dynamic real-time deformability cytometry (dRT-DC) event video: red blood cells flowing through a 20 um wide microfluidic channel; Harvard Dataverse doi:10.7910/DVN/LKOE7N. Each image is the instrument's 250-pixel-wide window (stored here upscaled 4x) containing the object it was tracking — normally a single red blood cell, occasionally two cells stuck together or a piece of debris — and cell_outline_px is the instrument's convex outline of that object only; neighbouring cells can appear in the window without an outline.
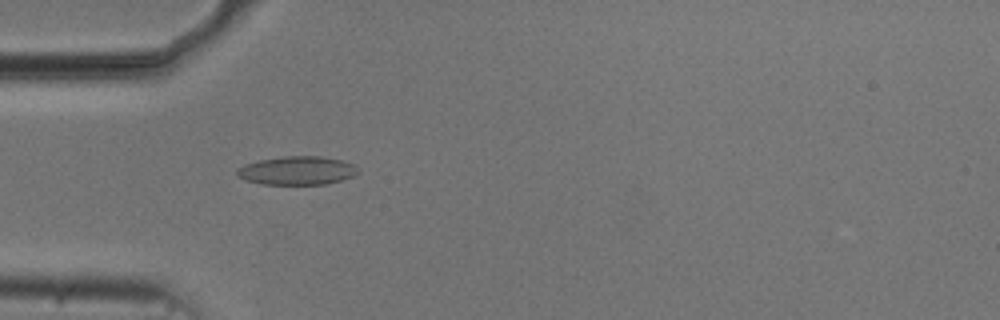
{"species": "common noctule bat (a hibernating species)", "species_latin": "Nyctalus noctula", "temperature_condition": "cold", "stored_images_in_passage": 45, "camera_frame_rate_fps": 3000, "um_per_image_px": 0.085, "animal": {"sex": "male", "body_mass_g": 20.5, "forearm_length_mm": 52.5}, "frame": {"image": 1, "passage_image": 7, "time_ms": 2.0, "image_size_px": [1000, 320], "cell_outline_px": [[360, 172], [344, 180], [324, 184], [264, 184], [248, 180], [236, 176], [236, 168], [244, 164], [260, 160], [284, 156], [320, 156], [340, 160], [352, 164], [360, 168]], "centroid_in_image_um": [25.27, 14.49], "position_along_channel_um": 59.7, "area_um2": 20.11}}
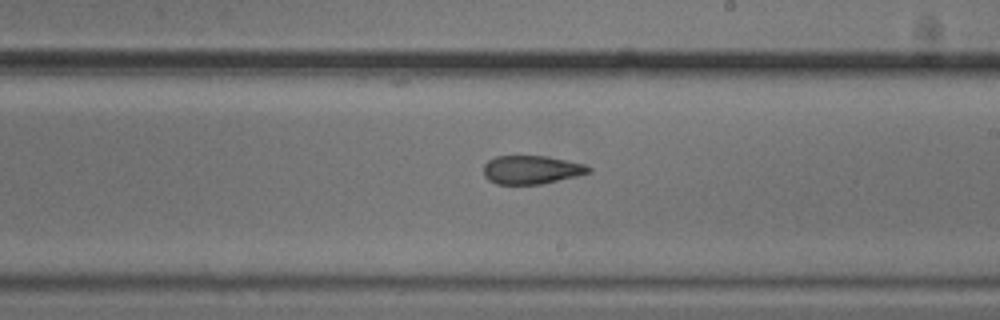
{"frame": {"image": 2, "passage_image": 22, "time_ms": 7.0, "image_size_px": [1000, 320], "cell_outline_px": [[592, 172], [576, 176], [540, 184], [496, 184], [488, 180], [484, 176], [484, 164], [488, 160], [496, 156], [548, 156], [584, 164], [592, 168]], "centroid_in_image_um": [45.16, 14.42], "position_along_channel_um": 243.8, "area_um2": 17.46}}
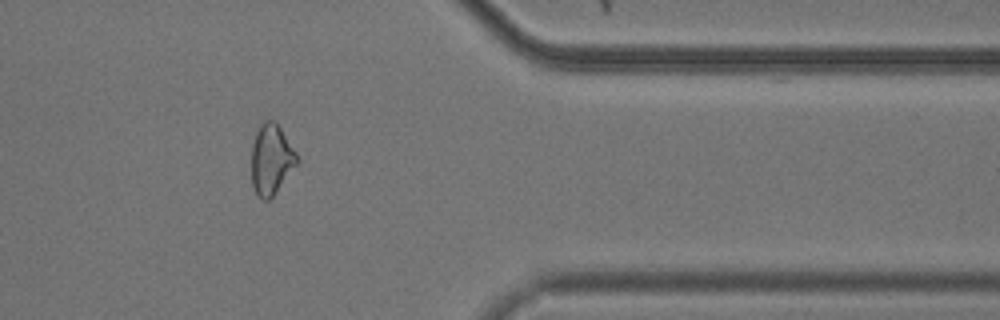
{"frame": {"image": 3, "passage_image": 35, "time_ms": 11.333, "image_size_px": [1000, 320], "cell_outline_px": [[300, 160], [272, 196], [268, 200], [264, 200], [256, 196], [252, 184], [252, 144], [256, 132], [260, 124], [264, 120], [276, 120], [296, 152]], "centroid_in_image_um": [23.05, 13.52], "position_along_channel_um": 388.3, "area_um2": 18.67}, "authors_computed_cell_mechanics": {"area_um2": 18.6694, "velocity_mm_per_s": 3.7191, "shape_relaxation_time_tau1_ms": null, "shape_relaxation_time_tau2_ms": 3.8522, "deformation_change_tau1": null, "deformation_change_tau2": 0.0987}}